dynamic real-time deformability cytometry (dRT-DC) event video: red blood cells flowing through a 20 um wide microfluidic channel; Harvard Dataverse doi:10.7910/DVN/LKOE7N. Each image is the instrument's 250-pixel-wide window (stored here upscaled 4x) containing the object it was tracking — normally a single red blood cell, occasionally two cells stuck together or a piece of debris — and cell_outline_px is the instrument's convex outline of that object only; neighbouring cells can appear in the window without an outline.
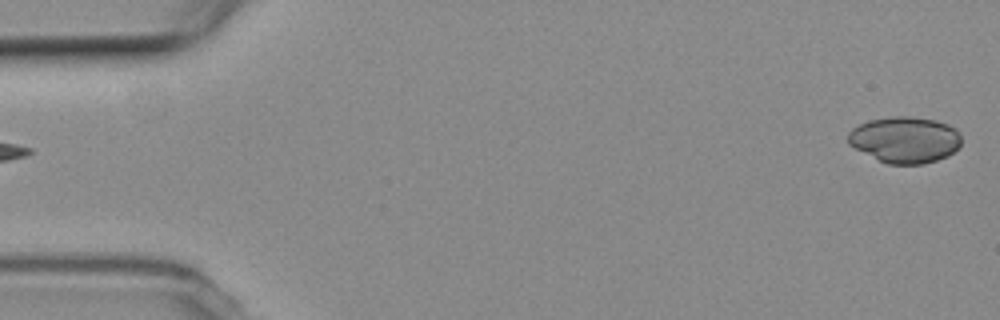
{"species": "common noctule bat (a hibernating species)", "species_latin": "Nyctalus noctula", "temperature_condition": "room temperature", "stored_images_in_passage": 5, "segment_of_instrument_passage": [2, 2], "camera_frame_rate_fps": 3000, "um_per_image_px": 0.085, "animal": {"sex": "female", "body_mass_g": 19.3, "forearm_length_mm": 54.1}, "frame": {"image": 1, "passage_image": 5, "time_ms": 5.667, "image_size_px": [1000, 320], "cell_outline_px": [[960, 148], [948, 156], [924, 164], [888, 164], [848, 144], [848, 132], [852, 128], [868, 120], [892, 116], [908, 116], [936, 120], [948, 124], [956, 128], [960, 132]], "centroid_in_image_um": [76.95, 11.86], "position_along_channel_um": 8.0, "area_um2": 30.63}}